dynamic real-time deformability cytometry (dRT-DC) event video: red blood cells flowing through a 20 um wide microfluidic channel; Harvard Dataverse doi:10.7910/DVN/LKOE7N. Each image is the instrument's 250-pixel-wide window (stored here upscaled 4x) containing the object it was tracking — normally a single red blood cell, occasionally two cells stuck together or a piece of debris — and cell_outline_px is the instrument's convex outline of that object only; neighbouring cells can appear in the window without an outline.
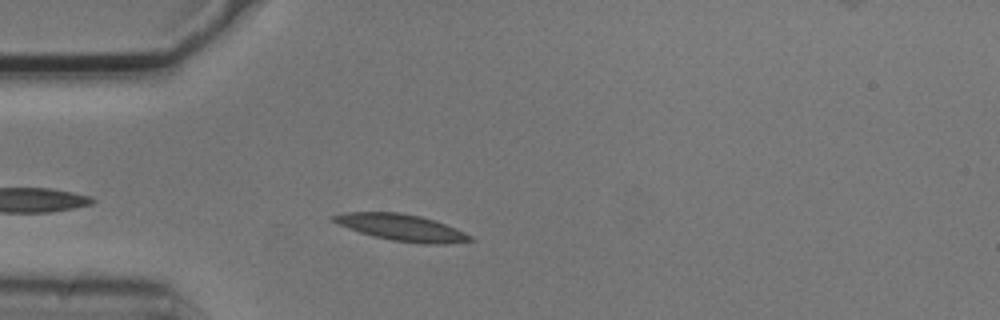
{"species": "common noctule bat (a hibernating species)", "species_latin": "Nyctalus noctula", "temperature_condition": "cold", "stored_images_in_passage": 2, "camera_frame_rate_fps": 3000, "um_per_image_px": 0.085, "animal": {"sex": "male", "body_mass_g": 20.5, "forearm_length_mm": 52.5}, "frame": {"image": 1, "passage_image": 2, "time_ms": 0.333, "image_size_px": [1000, 320], "cell_outline_px": [[476, 240], [444, 244], [424, 244], [392, 240], [372, 236], [348, 228], [332, 220], [328, 216], [344, 212], [400, 212], [420, 216], [456, 228], [472, 236]], "centroid_in_image_um": [34.12, 19.34], "position_along_channel_um": 50.9, "area_um2": 21.1}}